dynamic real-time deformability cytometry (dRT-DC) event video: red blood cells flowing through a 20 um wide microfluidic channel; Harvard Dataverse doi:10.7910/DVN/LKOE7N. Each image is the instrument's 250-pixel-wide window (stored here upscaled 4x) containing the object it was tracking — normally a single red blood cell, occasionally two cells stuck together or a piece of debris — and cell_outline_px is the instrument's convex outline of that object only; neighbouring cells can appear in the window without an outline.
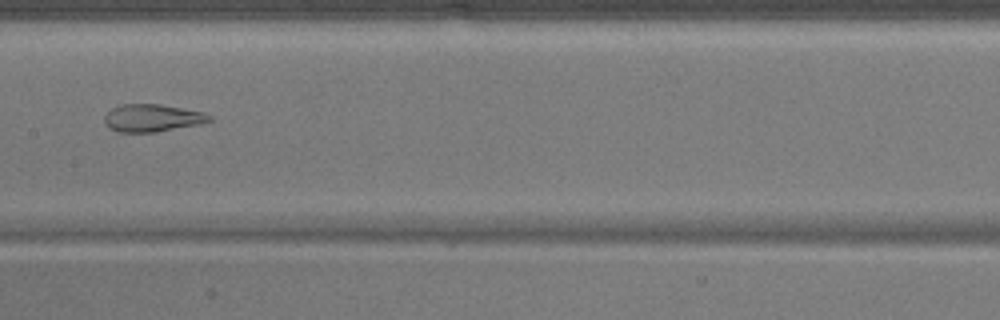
{"species": "common noctule bat (a hibernating species)", "species_latin": "Nyctalus noctula", "temperature_condition": "warm", "stored_images_in_passage": 33, "camera_frame_rate_fps": 3000, "um_per_image_px": 0.085, "animal": {"sex": "male", "body_mass_g": 17.9}, "frame": {"image": 1, "passage_image": 15, "time_ms": 4.667, "image_size_px": [1000, 320], "cell_outline_px": [[212, 120], [196, 124], [156, 132], [116, 132], [108, 128], [104, 124], [104, 116], [112, 108], [120, 104], [160, 104], [204, 112], [212, 116]], "centroid_in_image_um": [12.88, 10.02], "position_along_channel_um": 194.5, "area_um2": 16.82}}